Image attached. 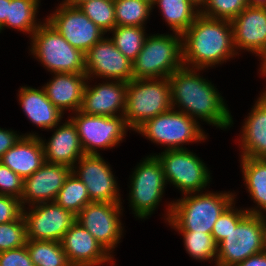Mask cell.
Instances as JSON below:
<instances>
[{"instance_id":"obj_48","label":"cell","mask_w":266,"mask_h":266,"mask_svg":"<svg viewBox=\"0 0 266 266\" xmlns=\"http://www.w3.org/2000/svg\"><path fill=\"white\" fill-rule=\"evenodd\" d=\"M143 1H146V2H148L150 5L153 6V4H154V2H155L156 0H143Z\"/></svg>"},{"instance_id":"obj_33","label":"cell","mask_w":266,"mask_h":266,"mask_svg":"<svg viewBox=\"0 0 266 266\" xmlns=\"http://www.w3.org/2000/svg\"><path fill=\"white\" fill-rule=\"evenodd\" d=\"M183 236V243L186 252L192 259L198 261H217L218 244L210 233L195 231H177Z\"/></svg>"},{"instance_id":"obj_7","label":"cell","mask_w":266,"mask_h":266,"mask_svg":"<svg viewBox=\"0 0 266 266\" xmlns=\"http://www.w3.org/2000/svg\"><path fill=\"white\" fill-rule=\"evenodd\" d=\"M200 122L187 114L171 109L145 121L135 132L141 134L149 141L169 149H186L183 147L190 142H205V135Z\"/></svg>"},{"instance_id":"obj_30","label":"cell","mask_w":266,"mask_h":266,"mask_svg":"<svg viewBox=\"0 0 266 266\" xmlns=\"http://www.w3.org/2000/svg\"><path fill=\"white\" fill-rule=\"evenodd\" d=\"M146 27L140 26H115L110 39L115 47L131 62H133L142 50L143 43L147 37Z\"/></svg>"},{"instance_id":"obj_5","label":"cell","mask_w":266,"mask_h":266,"mask_svg":"<svg viewBox=\"0 0 266 266\" xmlns=\"http://www.w3.org/2000/svg\"><path fill=\"white\" fill-rule=\"evenodd\" d=\"M171 109V86L168 78H133L127 82L123 116L131 130L135 131L145 121Z\"/></svg>"},{"instance_id":"obj_8","label":"cell","mask_w":266,"mask_h":266,"mask_svg":"<svg viewBox=\"0 0 266 266\" xmlns=\"http://www.w3.org/2000/svg\"><path fill=\"white\" fill-rule=\"evenodd\" d=\"M129 178V207L135 218L145 220L151 217L164 196L167 182L162 166L154 155H147Z\"/></svg>"},{"instance_id":"obj_37","label":"cell","mask_w":266,"mask_h":266,"mask_svg":"<svg viewBox=\"0 0 266 266\" xmlns=\"http://www.w3.org/2000/svg\"><path fill=\"white\" fill-rule=\"evenodd\" d=\"M234 201L215 222L211 235L215 242L219 245L228 235V233L235 228L237 224L248 214L246 209L235 208Z\"/></svg>"},{"instance_id":"obj_35","label":"cell","mask_w":266,"mask_h":266,"mask_svg":"<svg viewBox=\"0 0 266 266\" xmlns=\"http://www.w3.org/2000/svg\"><path fill=\"white\" fill-rule=\"evenodd\" d=\"M247 6V0H207L200 9V14L231 21Z\"/></svg>"},{"instance_id":"obj_45","label":"cell","mask_w":266,"mask_h":266,"mask_svg":"<svg viewBox=\"0 0 266 266\" xmlns=\"http://www.w3.org/2000/svg\"><path fill=\"white\" fill-rule=\"evenodd\" d=\"M249 6L266 7V0H247Z\"/></svg>"},{"instance_id":"obj_42","label":"cell","mask_w":266,"mask_h":266,"mask_svg":"<svg viewBox=\"0 0 266 266\" xmlns=\"http://www.w3.org/2000/svg\"><path fill=\"white\" fill-rule=\"evenodd\" d=\"M236 266H266V250L248 257Z\"/></svg>"},{"instance_id":"obj_9","label":"cell","mask_w":266,"mask_h":266,"mask_svg":"<svg viewBox=\"0 0 266 266\" xmlns=\"http://www.w3.org/2000/svg\"><path fill=\"white\" fill-rule=\"evenodd\" d=\"M160 162L167 184L174 185L182 195L206 191L211 182L207 165L186 149H169L154 153Z\"/></svg>"},{"instance_id":"obj_46","label":"cell","mask_w":266,"mask_h":266,"mask_svg":"<svg viewBox=\"0 0 266 266\" xmlns=\"http://www.w3.org/2000/svg\"><path fill=\"white\" fill-rule=\"evenodd\" d=\"M86 1H89V0H66L65 3L71 7H79Z\"/></svg>"},{"instance_id":"obj_22","label":"cell","mask_w":266,"mask_h":266,"mask_svg":"<svg viewBox=\"0 0 266 266\" xmlns=\"http://www.w3.org/2000/svg\"><path fill=\"white\" fill-rule=\"evenodd\" d=\"M53 75V79L42 86L48 99L63 114H65V110L72 111V114L80 110L88 79L87 75L64 72L53 73Z\"/></svg>"},{"instance_id":"obj_41","label":"cell","mask_w":266,"mask_h":266,"mask_svg":"<svg viewBox=\"0 0 266 266\" xmlns=\"http://www.w3.org/2000/svg\"><path fill=\"white\" fill-rule=\"evenodd\" d=\"M37 133L18 134L12 129H4L0 127V159L2 156L13 147L22 136H36Z\"/></svg>"},{"instance_id":"obj_34","label":"cell","mask_w":266,"mask_h":266,"mask_svg":"<svg viewBox=\"0 0 266 266\" xmlns=\"http://www.w3.org/2000/svg\"><path fill=\"white\" fill-rule=\"evenodd\" d=\"M81 11L106 34L117 25L114 0H89L79 6Z\"/></svg>"},{"instance_id":"obj_31","label":"cell","mask_w":266,"mask_h":266,"mask_svg":"<svg viewBox=\"0 0 266 266\" xmlns=\"http://www.w3.org/2000/svg\"><path fill=\"white\" fill-rule=\"evenodd\" d=\"M55 202L75 215L87 204L92 203L87 193L86 186L73 172L66 178Z\"/></svg>"},{"instance_id":"obj_21","label":"cell","mask_w":266,"mask_h":266,"mask_svg":"<svg viewBox=\"0 0 266 266\" xmlns=\"http://www.w3.org/2000/svg\"><path fill=\"white\" fill-rule=\"evenodd\" d=\"M53 130L55 131L47 141L40 137L44 148L45 162L72 168L85 154L76 126L68 118L62 125H56Z\"/></svg>"},{"instance_id":"obj_49","label":"cell","mask_w":266,"mask_h":266,"mask_svg":"<svg viewBox=\"0 0 266 266\" xmlns=\"http://www.w3.org/2000/svg\"><path fill=\"white\" fill-rule=\"evenodd\" d=\"M263 216V220H264V225H265V234H266V214L264 215H262Z\"/></svg>"},{"instance_id":"obj_17","label":"cell","mask_w":266,"mask_h":266,"mask_svg":"<svg viewBox=\"0 0 266 266\" xmlns=\"http://www.w3.org/2000/svg\"><path fill=\"white\" fill-rule=\"evenodd\" d=\"M61 244L72 266H112L114 257L77 221L66 231Z\"/></svg>"},{"instance_id":"obj_25","label":"cell","mask_w":266,"mask_h":266,"mask_svg":"<svg viewBox=\"0 0 266 266\" xmlns=\"http://www.w3.org/2000/svg\"><path fill=\"white\" fill-rule=\"evenodd\" d=\"M18 101L29 121L38 128L52 130L62 124L64 114L53 105L41 87L22 86L18 90Z\"/></svg>"},{"instance_id":"obj_29","label":"cell","mask_w":266,"mask_h":266,"mask_svg":"<svg viewBox=\"0 0 266 266\" xmlns=\"http://www.w3.org/2000/svg\"><path fill=\"white\" fill-rule=\"evenodd\" d=\"M26 247L35 266H72L61 242L27 239Z\"/></svg>"},{"instance_id":"obj_15","label":"cell","mask_w":266,"mask_h":266,"mask_svg":"<svg viewBox=\"0 0 266 266\" xmlns=\"http://www.w3.org/2000/svg\"><path fill=\"white\" fill-rule=\"evenodd\" d=\"M109 163L100 154H84L72 172L86 186L91 202L122 203L120 187Z\"/></svg>"},{"instance_id":"obj_24","label":"cell","mask_w":266,"mask_h":266,"mask_svg":"<svg viewBox=\"0 0 266 266\" xmlns=\"http://www.w3.org/2000/svg\"><path fill=\"white\" fill-rule=\"evenodd\" d=\"M23 180L30 177L45 163L44 148L40 136H22L0 159Z\"/></svg>"},{"instance_id":"obj_12","label":"cell","mask_w":266,"mask_h":266,"mask_svg":"<svg viewBox=\"0 0 266 266\" xmlns=\"http://www.w3.org/2000/svg\"><path fill=\"white\" fill-rule=\"evenodd\" d=\"M122 211V203L92 202L76 215V221L114 257L112 253L124 233Z\"/></svg>"},{"instance_id":"obj_1","label":"cell","mask_w":266,"mask_h":266,"mask_svg":"<svg viewBox=\"0 0 266 266\" xmlns=\"http://www.w3.org/2000/svg\"><path fill=\"white\" fill-rule=\"evenodd\" d=\"M202 69L181 67L168 77L171 86L172 109L181 111L225 130L233 125V116L219 90L211 81L200 76ZM198 72V73H197Z\"/></svg>"},{"instance_id":"obj_4","label":"cell","mask_w":266,"mask_h":266,"mask_svg":"<svg viewBox=\"0 0 266 266\" xmlns=\"http://www.w3.org/2000/svg\"><path fill=\"white\" fill-rule=\"evenodd\" d=\"M172 33L147 35L132 62L135 79L168 78L184 66L182 35Z\"/></svg>"},{"instance_id":"obj_28","label":"cell","mask_w":266,"mask_h":266,"mask_svg":"<svg viewBox=\"0 0 266 266\" xmlns=\"http://www.w3.org/2000/svg\"><path fill=\"white\" fill-rule=\"evenodd\" d=\"M41 0H10L8 4V16L5 24L0 28L2 30L12 28L17 31L32 36L34 31L43 23L37 21L38 8Z\"/></svg>"},{"instance_id":"obj_18","label":"cell","mask_w":266,"mask_h":266,"mask_svg":"<svg viewBox=\"0 0 266 266\" xmlns=\"http://www.w3.org/2000/svg\"><path fill=\"white\" fill-rule=\"evenodd\" d=\"M72 168L45 162L30 177L24 179L20 198L22 208L43 202H55Z\"/></svg>"},{"instance_id":"obj_14","label":"cell","mask_w":266,"mask_h":266,"mask_svg":"<svg viewBox=\"0 0 266 266\" xmlns=\"http://www.w3.org/2000/svg\"><path fill=\"white\" fill-rule=\"evenodd\" d=\"M29 209V210H28ZM28 210V211H27ZM27 239L61 242L76 215L56 202H43L22 209Z\"/></svg>"},{"instance_id":"obj_10","label":"cell","mask_w":266,"mask_h":266,"mask_svg":"<svg viewBox=\"0 0 266 266\" xmlns=\"http://www.w3.org/2000/svg\"><path fill=\"white\" fill-rule=\"evenodd\" d=\"M265 250L263 216L248 213L218 245L216 266H236L248 257Z\"/></svg>"},{"instance_id":"obj_20","label":"cell","mask_w":266,"mask_h":266,"mask_svg":"<svg viewBox=\"0 0 266 266\" xmlns=\"http://www.w3.org/2000/svg\"><path fill=\"white\" fill-rule=\"evenodd\" d=\"M90 80V81H88ZM87 83L80 111L87 115L121 116L126 105L127 82L105 80L97 85Z\"/></svg>"},{"instance_id":"obj_32","label":"cell","mask_w":266,"mask_h":266,"mask_svg":"<svg viewBox=\"0 0 266 266\" xmlns=\"http://www.w3.org/2000/svg\"><path fill=\"white\" fill-rule=\"evenodd\" d=\"M117 26L145 27L153 11L152 5L143 0H114Z\"/></svg>"},{"instance_id":"obj_2","label":"cell","mask_w":266,"mask_h":266,"mask_svg":"<svg viewBox=\"0 0 266 266\" xmlns=\"http://www.w3.org/2000/svg\"><path fill=\"white\" fill-rule=\"evenodd\" d=\"M183 65L205 70L238 56L229 20L199 14L182 34ZM236 55V56H235Z\"/></svg>"},{"instance_id":"obj_16","label":"cell","mask_w":266,"mask_h":266,"mask_svg":"<svg viewBox=\"0 0 266 266\" xmlns=\"http://www.w3.org/2000/svg\"><path fill=\"white\" fill-rule=\"evenodd\" d=\"M85 74L89 79L122 82H129L134 78L131 60L115 47L108 35L85 53Z\"/></svg>"},{"instance_id":"obj_39","label":"cell","mask_w":266,"mask_h":266,"mask_svg":"<svg viewBox=\"0 0 266 266\" xmlns=\"http://www.w3.org/2000/svg\"><path fill=\"white\" fill-rule=\"evenodd\" d=\"M20 199L0 194V224L17 220L22 215Z\"/></svg>"},{"instance_id":"obj_11","label":"cell","mask_w":266,"mask_h":266,"mask_svg":"<svg viewBox=\"0 0 266 266\" xmlns=\"http://www.w3.org/2000/svg\"><path fill=\"white\" fill-rule=\"evenodd\" d=\"M73 115L68 118L76 126L85 154L97 155L100 154L99 149L117 147L126 137L128 130H131L123 115L112 117L87 115L80 110Z\"/></svg>"},{"instance_id":"obj_47","label":"cell","mask_w":266,"mask_h":266,"mask_svg":"<svg viewBox=\"0 0 266 266\" xmlns=\"http://www.w3.org/2000/svg\"><path fill=\"white\" fill-rule=\"evenodd\" d=\"M193 4H195L199 9H201L207 0H190Z\"/></svg>"},{"instance_id":"obj_38","label":"cell","mask_w":266,"mask_h":266,"mask_svg":"<svg viewBox=\"0 0 266 266\" xmlns=\"http://www.w3.org/2000/svg\"><path fill=\"white\" fill-rule=\"evenodd\" d=\"M24 180L9 167L0 162V194L13 196L18 199L23 193Z\"/></svg>"},{"instance_id":"obj_40","label":"cell","mask_w":266,"mask_h":266,"mask_svg":"<svg viewBox=\"0 0 266 266\" xmlns=\"http://www.w3.org/2000/svg\"><path fill=\"white\" fill-rule=\"evenodd\" d=\"M0 266H35L26 245L0 252Z\"/></svg>"},{"instance_id":"obj_3","label":"cell","mask_w":266,"mask_h":266,"mask_svg":"<svg viewBox=\"0 0 266 266\" xmlns=\"http://www.w3.org/2000/svg\"><path fill=\"white\" fill-rule=\"evenodd\" d=\"M236 193L197 192L168 204L165 222L176 231L212 232L221 214L235 201Z\"/></svg>"},{"instance_id":"obj_43","label":"cell","mask_w":266,"mask_h":266,"mask_svg":"<svg viewBox=\"0 0 266 266\" xmlns=\"http://www.w3.org/2000/svg\"><path fill=\"white\" fill-rule=\"evenodd\" d=\"M10 0H0V28L5 24L8 16V4Z\"/></svg>"},{"instance_id":"obj_36","label":"cell","mask_w":266,"mask_h":266,"mask_svg":"<svg viewBox=\"0 0 266 266\" xmlns=\"http://www.w3.org/2000/svg\"><path fill=\"white\" fill-rule=\"evenodd\" d=\"M27 231L23 215L17 220L0 224V252L26 245Z\"/></svg>"},{"instance_id":"obj_44","label":"cell","mask_w":266,"mask_h":266,"mask_svg":"<svg viewBox=\"0 0 266 266\" xmlns=\"http://www.w3.org/2000/svg\"><path fill=\"white\" fill-rule=\"evenodd\" d=\"M258 59L261 60L260 69H259L260 75L265 77L266 76V50L260 57H258Z\"/></svg>"},{"instance_id":"obj_26","label":"cell","mask_w":266,"mask_h":266,"mask_svg":"<svg viewBox=\"0 0 266 266\" xmlns=\"http://www.w3.org/2000/svg\"><path fill=\"white\" fill-rule=\"evenodd\" d=\"M240 159L244 184L249 196L257 205L245 209L249 214H266V158L240 157Z\"/></svg>"},{"instance_id":"obj_23","label":"cell","mask_w":266,"mask_h":266,"mask_svg":"<svg viewBox=\"0 0 266 266\" xmlns=\"http://www.w3.org/2000/svg\"><path fill=\"white\" fill-rule=\"evenodd\" d=\"M259 95L241 127L240 157L266 158V93Z\"/></svg>"},{"instance_id":"obj_27","label":"cell","mask_w":266,"mask_h":266,"mask_svg":"<svg viewBox=\"0 0 266 266\" xmlns=\"http://www.w3.org/2000/svg\"><path fill=\"white\" fill-rule=\"evenodd\" d=\"M157 5L170 30L182 35L200 14V9L190 0H156L152 9Z\"/></svg>"},{"instance_id":"obj_13","label":"cell","mask_w":266,"mask_h":266,"mask_svg":"<svg viewBox=\"0 0 266 266\" xmlns=\"http://www.w3.org/2000/svg\"><path fill=\"white\" fill-rule=\"evenodd\" d=\"M58 5L45 20L74 48L85 54L106 35L79 7Z\"/></svg>"},{"instance_id":"obj_19","label":"cell","mask_w":266,"mask_h":266,"mask_svg":"<svg viewBox=\"0 0 266 266\" xmlns=\"http://www.w3.org/2000/svg\"><path fill=\"white\" fill-rule=\"evenodd\" d=\"M230 22L238 56L246 50L260 57L266 50V7L248 5Z\"/></svg>"},{"instance_id":"obj_6","label":"cell","mask_w":266,"mask_h":266,"mask_svg":"<svg viewBox=\"0 0 266 266\" xmlns=\"http://www.w3.org/2000/svg\"><path fill=\"white\" fill-rule=\"evenodd\" d=\"M30 40L31 54L50 74H85V54L71 46L45 19Z\"/></svg>"}]
</instances>
